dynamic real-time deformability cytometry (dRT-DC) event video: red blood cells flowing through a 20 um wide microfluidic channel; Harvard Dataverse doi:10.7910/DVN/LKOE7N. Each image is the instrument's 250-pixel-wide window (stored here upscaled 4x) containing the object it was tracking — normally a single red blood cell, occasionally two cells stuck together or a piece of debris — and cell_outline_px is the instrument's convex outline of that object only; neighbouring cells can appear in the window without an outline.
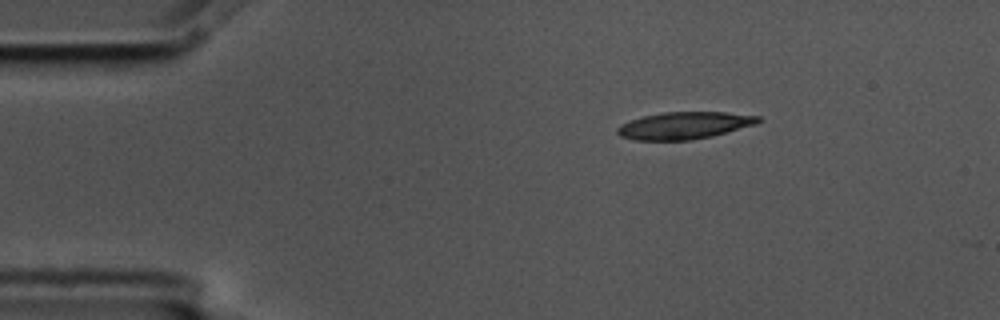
{"species": "common noctule bat (a hibernating species)", "species_latin": "Nyctalus noctula", "temperature_condition": "cold", "stored_images_in_passage": 2, "camera_frame_rate_fps": 3000, "um_per_image_px": 0.085, "animal": {"sex": "male", "body_mass_g": 17.5, "forearm_length_mm": 52.3}, "frame": {"image": 1, "passage_image": 1, "time_ms": 0.0, "image_size_px": [1000, 320], "cell_outline_px": [[764, 120], [756, 124], [712, 136], [692, 140], [636, 140], [620, 136], [616, 132], [616, 128], [620, 124], [644, 116], [664, 112], [724, 112], [760, 116]], "centroid_in_image_um": [58.18, 10.66], "position_along_channel_um": 26.8, "area_um2": 22.25}}